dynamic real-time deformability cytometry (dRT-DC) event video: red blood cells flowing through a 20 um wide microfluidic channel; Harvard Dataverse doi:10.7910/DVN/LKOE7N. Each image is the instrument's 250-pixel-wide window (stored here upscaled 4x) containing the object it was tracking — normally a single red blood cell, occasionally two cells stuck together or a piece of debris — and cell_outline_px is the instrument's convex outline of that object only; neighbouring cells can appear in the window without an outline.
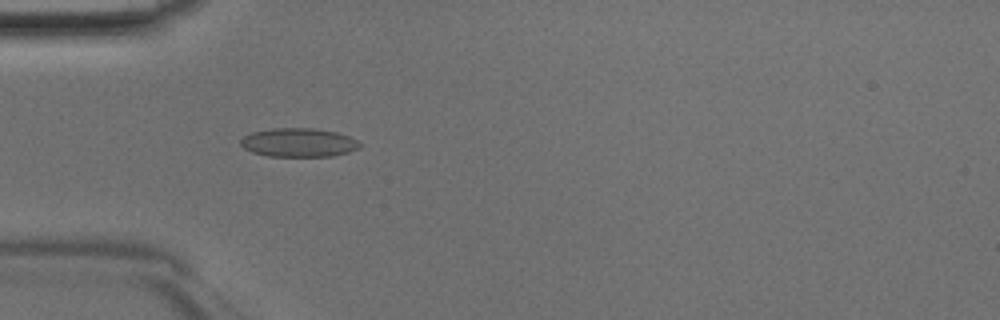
{"species": "Egyptian fruit bat (a non-hibernating species)", "species_latin": "Rousettus aegyptiacus", "temperature_condition": "room temperature", "stored_images_in_passage": 41, "camera_frame_rate_fps": 3000, "um_per_image_px": 0.085, "animal": {"sex": "male"}, "frame": {"image": 1, "passage_image": 9, "time_ms": 2.667, "image_size_px": [1000, 320], "cell_outline_px": [[364, 144], [360, 148], [348, 152], [332, 156], [268, 156], [252, 152], [244, 148], [240, 144], [240, 140], [244, 136], [252, 132], [272, 128], [312, 128], [336, 132], [348, 136]], "centroid_in_image_um": [25.39, 12.11], "position_along_channel_um": 59.6, "area_um2": 20.0}}
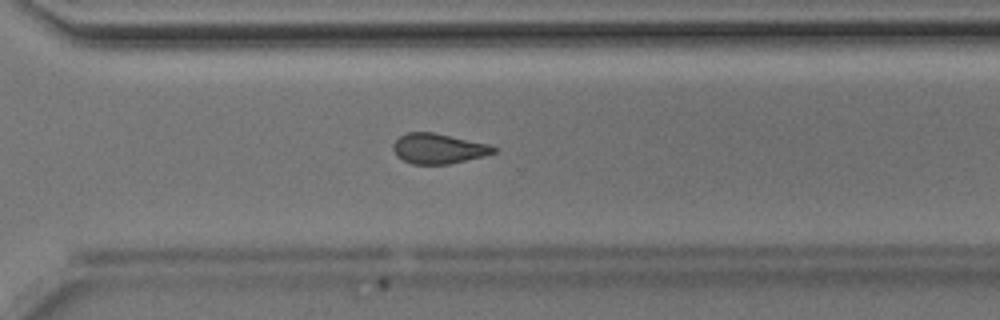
{"frame": {"image": 2, "passage_image": 28, "time_ms": 9.0, "image_size_px": [1000, 320], "cell_outline_px": [[500, 148], [496, 152], [484, 156], [448, 164], [412, 164], [396, 156], [392, 148], [392, 144], [400, 136], [408, 132], [436, 132], [488, 144]], "centroid_in_image_um": [37.27, 12.62], "position_along_channel_um": 333.3, "area_um2": 17.8}}
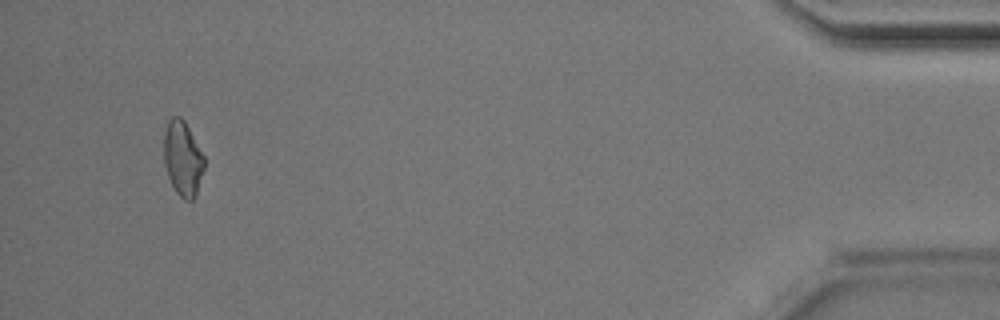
{"frame": {"image": 3, "passage_image": 39, "time_ms": 12.667, "image_size_px": [1000, 320], "cell_outline_px": [[204, 168], [196, 192], [192, 200], [184, 200], [176, 192], [168, 176], [164, 164], [164, 132], [168, 120], [172, 116], [180, 116], [184, 120], [204, 156]], "centroid_in_image_um": [15.51, 13.44], "position_along_channel_um": 419.7, "area_um2": 17.4}}